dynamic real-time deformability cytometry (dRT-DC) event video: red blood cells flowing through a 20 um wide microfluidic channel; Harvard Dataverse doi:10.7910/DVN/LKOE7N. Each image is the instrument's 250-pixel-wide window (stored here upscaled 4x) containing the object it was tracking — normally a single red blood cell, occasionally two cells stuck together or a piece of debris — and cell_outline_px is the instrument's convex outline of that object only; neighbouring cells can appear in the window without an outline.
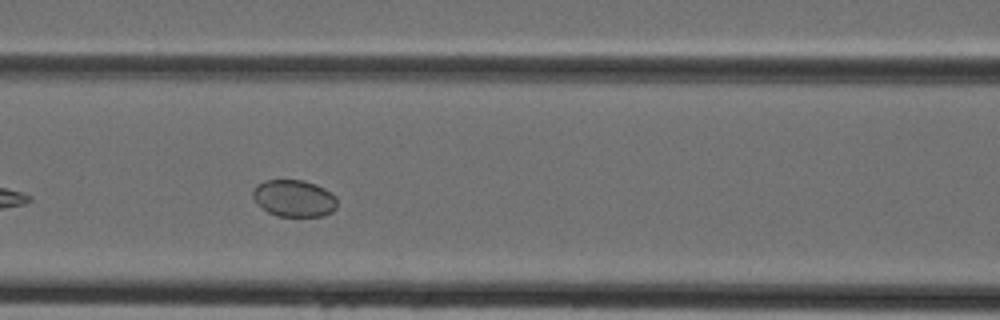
{"species": "Egyptian fruit bat (a non-hibernating species)", "species_latin": "Rousettus aegyptiacus", "temperature_condition": "cold", "stored_images_in_passage": 9, "camera_frame_rate_fps": 3000, "um_per_image_px": 0.085, "animal": {"sex": "female"}, "frame": {"image": 1, "passage_image": 7, "time_ms": 2.0, "image_size_px": [1000, 320], "cell_outline_px": [[336, 208], [332, 212], [324, 216], [276, 216], [268, 212], [256, 204], [252, 196], [252, 192], [256, 184], [264, 180], [304, 180], [316, 184], [324, 188], [336, 196]], "centroid_in_image_um": [24.97, 16.85], "position_along_channel_um": 141.6, "area_um2": 18.38}}